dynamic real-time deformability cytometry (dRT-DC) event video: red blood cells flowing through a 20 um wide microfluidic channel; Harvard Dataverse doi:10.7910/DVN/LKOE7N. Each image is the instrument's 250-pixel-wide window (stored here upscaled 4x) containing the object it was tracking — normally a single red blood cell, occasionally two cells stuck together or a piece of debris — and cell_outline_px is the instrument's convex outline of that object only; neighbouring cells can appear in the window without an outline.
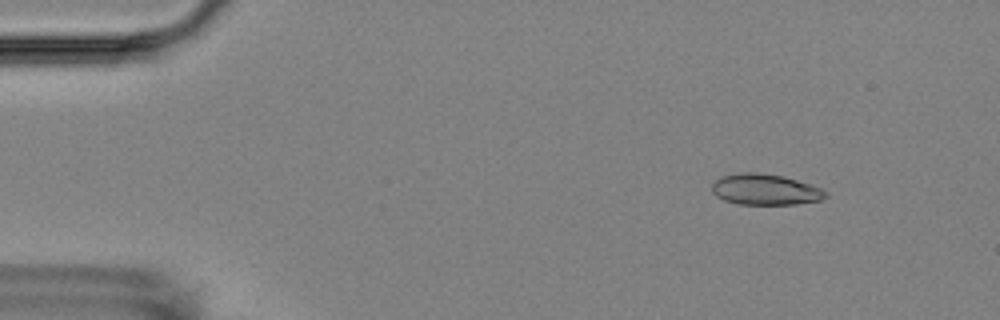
{"species": "Egyptian fruit bat (a non-hibernating species)", "species_latin": "Rousettus aegyptiacus", "temperature_condition": "room temperature", "stored_images_in_passage": 4, "camera_frame_rate_fps": 3000, "um_per_image_px": 0.085, "animal": {"sex": "female"}, "frame": {"image": 1, "passage_image": 2, "time_ms": 1.0, "image_size_px": [1000, 320], "cell_outline_px": [[828, 196], [820, 200], [796, 204], [736, 204], [724, 200], [716, 196], [712, 192], [712, 184], [720, 176], [740, 172], [756, 172], [784, 176], [812, 184], [828, 192]], "centroid_in_image_um": [65.04, 16.1], "position_along_channel_um": 20.0, "area_um2": 20.69}}